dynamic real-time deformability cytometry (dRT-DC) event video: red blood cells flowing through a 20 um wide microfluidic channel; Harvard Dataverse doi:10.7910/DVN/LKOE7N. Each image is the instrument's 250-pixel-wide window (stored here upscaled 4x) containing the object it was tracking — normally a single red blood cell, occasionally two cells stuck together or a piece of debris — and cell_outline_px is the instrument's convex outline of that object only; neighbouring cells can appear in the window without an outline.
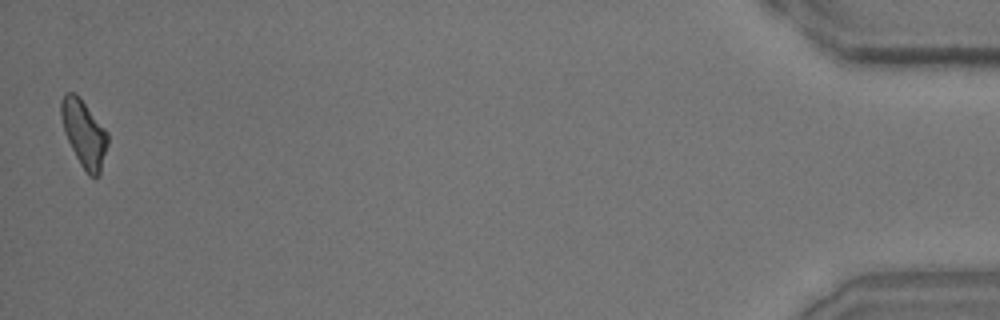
{"species": "common noctule bat (a hibernating species)", "species_latin": "Nyctalus noctula", "temperature_condition": "room temperature", "stored_images_in_passage": 33, "camera_frame_rate_fps": 3000, "um_per_image_px": 0.085, "animal": {"sex": "male", "body_mass_g": 15.6}, "frame": {"image": 1, "passage_image": 33, "time_ms": 10.667, "image_size_px": [1000, 320], "cell_outline_px": [[108, 144], [100, 176], [88, 176], [80, 164], [64, 132], [60, 116], [60, 100], [64, 92], [76, 92], [80, 96], [108, 132]], "centroid_in_image_um": [7.14, 11.31], "position_along_channel_um": 428.1, "area_um2": 18.5}}